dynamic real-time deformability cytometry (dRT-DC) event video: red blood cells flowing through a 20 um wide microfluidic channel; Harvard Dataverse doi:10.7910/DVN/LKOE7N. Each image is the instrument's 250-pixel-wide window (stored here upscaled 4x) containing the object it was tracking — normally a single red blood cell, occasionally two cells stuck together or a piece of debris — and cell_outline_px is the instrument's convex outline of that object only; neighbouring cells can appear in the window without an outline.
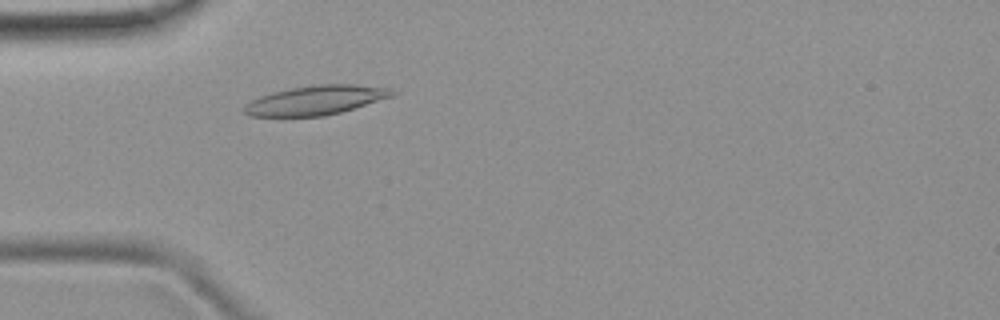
{"species": "common noctule bat (a hibernating species)", "species_latin": "Nyctalus noctula", "temperature_condition": "room temperature", "stored_images_in_passage": 46, "camera_frame_rate_fps": 3000, "um_per_image_px": 0.085, "animal": {"sex": "female", "body_mass_g": 19.9}, "frame": {"image": 1, "passage_image": 10, "time_ms": 3.0, "image_size_px": [1000, 320], "cell_outline_px": [[396, 92], [392, 96], [340, 112], [324, 116], [248, 116], [244, 112], [244, 108], [252, 100], [260, 96], [272, 92], [292, 88], [316, 84], [356, 84], [392, 88]], "centroid_in_image_um": [26.86, 8.5], "position_along_channel_um": 58.1, "area_um2": 24.97}}
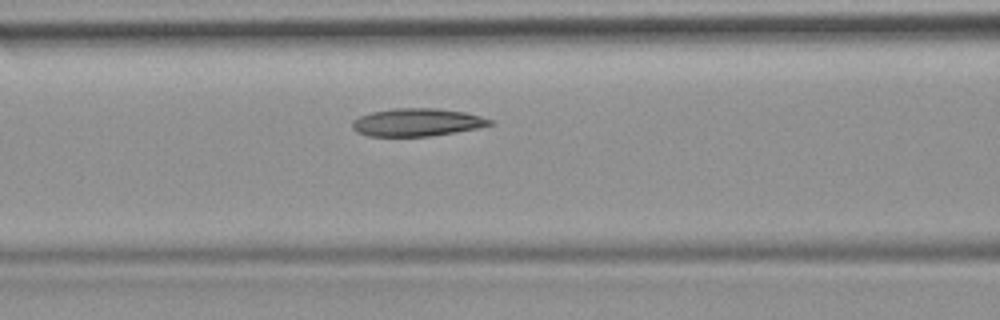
{"frame": {"image": 2, "passage_image": 16, "time_ms": 5.0, "image_size_px": [1000, 320], "cell_outline_px": [[492, 124], [476, 128], [428, 136], [368, 136], [356, 132], [352, 128], [352, 120], [360, 116], [372, 112], [392, 108], [436, 108], [464, 112], [480, 116], [492, 120]], "centroid_in_image_um": [35.38, 10.39], "position_along_channel_um": 131.2, "area_um2": 22.08}}
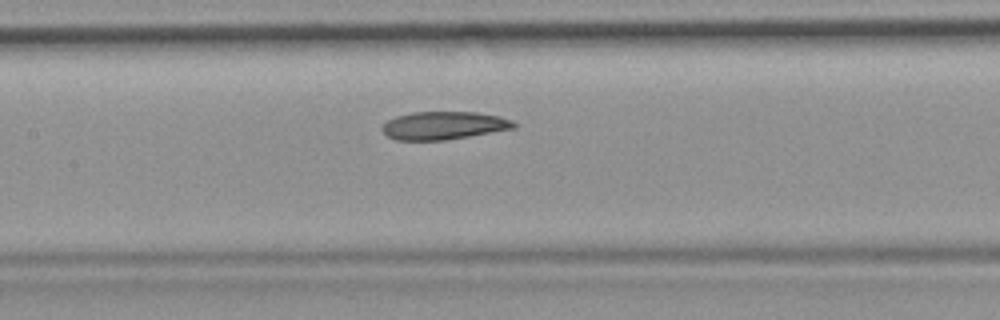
{"frame": {"image": 3, "passage_image": 19, "time_ms": 6.0, "image_size_px": [1000, 320], "cell_outline_px": [[516, 128], [444, 140], [396, 140], [388, 136], [380, 128], [388, 120], [396, 116], [412, 112], [476, 112], [500, 116], [512, 120], [516, 124]], "centroid_in_image_um": [37.72, 10.66], "position_along_channel_um": 169.7, "area_um2": 21.39}, "authors_computed_cell_mechanics": {"area_um2": 22.6287, "velocity_mm_per_s": 3.8624, "shape_relaxation_time_tau1_ms": 10.343, "shape_relaxation_time_tau2_ms": 2.6566, "deformation_change_tau1": 0.2279, "deformation_change_tau2": 0.0952}}